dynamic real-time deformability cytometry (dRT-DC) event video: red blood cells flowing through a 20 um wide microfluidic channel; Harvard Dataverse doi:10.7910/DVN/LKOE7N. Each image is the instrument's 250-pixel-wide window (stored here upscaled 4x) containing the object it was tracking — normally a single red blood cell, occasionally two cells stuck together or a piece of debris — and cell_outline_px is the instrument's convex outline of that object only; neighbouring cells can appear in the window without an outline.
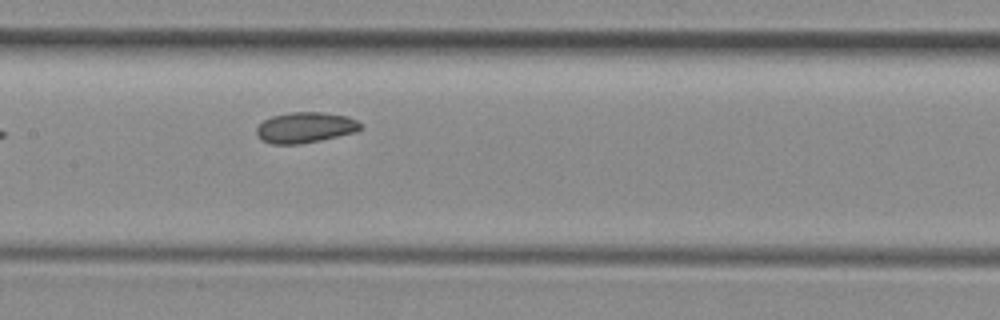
{"species": "common noctule bat (a hibernating species)", "species_latin": "Nyctalus noctula", "temperature_condition": "room temperature", "stored_images_in_passage": 5, "segment_of_instrument_passage": [1, 2], "camera_frame_rate_fps": 3000, "um_per_image_px": 0.085, "animal": {"sex": "female", "body_mass_g": 29.2, "forearm_length_mm": 56.3}, "frame": {"image": 1, "passage_image": 4, "time_ms": 1.0, "image_size_px": [1000, 320], "cell_outline_px": [[364, 128], [356, 132], [320, 140], [300, 144], [272, 144], [264, 140], [256, 132], [256, 128], [264, 120], [272, 116], [288, 112], [324, 112], [348, 116], [364, 124]], "centroid_in_image_um": [26.01, 10.82], "position_along_channel_um": 181.4, "area_um2": 18.67}}